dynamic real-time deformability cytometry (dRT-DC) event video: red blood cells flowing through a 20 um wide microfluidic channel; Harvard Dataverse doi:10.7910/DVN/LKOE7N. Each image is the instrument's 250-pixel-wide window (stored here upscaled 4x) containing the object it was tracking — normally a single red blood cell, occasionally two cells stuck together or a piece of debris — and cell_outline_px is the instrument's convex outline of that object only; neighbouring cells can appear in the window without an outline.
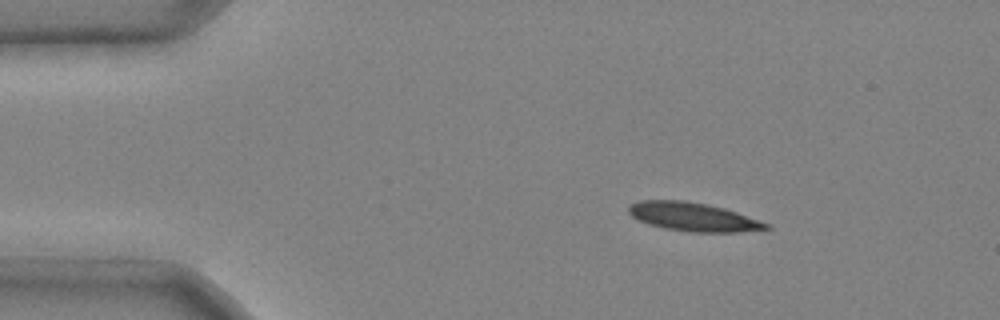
{"species": "common noctule bat (a hibernating species)", "species_latin": "Nyctalus noctula", "temperature_condition": "cold", "stored_images_in_passage": 5, "camera_frame_rate_fps": 3000, "um_per_image_px": 0.085, "animal": {"sex": "male", "body_mass_g": 20.4}, "frame": {"image": 1, "passage_image": 1, "time_ms": 0.0, "image_size_px": [1000, 320], "cell_outline_px": [[772, 228], [740, 232], [692, 232], [664, 228], [648, 224], [632, 216], [628, 212], [628, 208], [632, 204], [640, 200], [684, 200], [724, 208], [772, 224]], "centroid_in_image_um": [58.95, 18.44], "position_along_channel_um": 26.0, "area_um2": 22.83}}
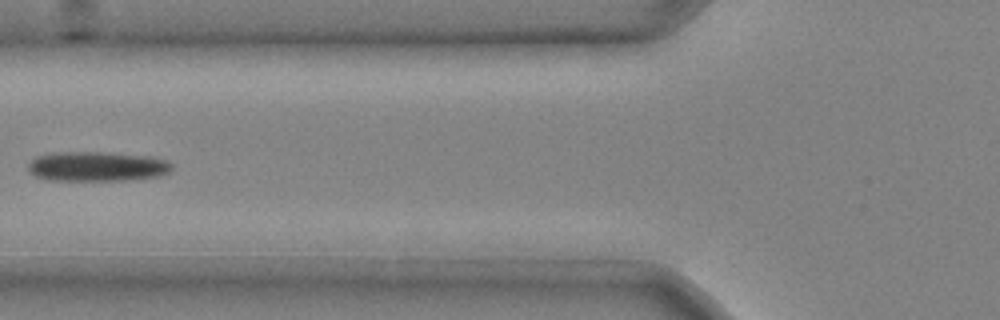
{"frame": {"image": 2, "passage_image": 4, "time_ms": 1.0, "image_size_px": [1000, 320], "cell_outline_px": [[172, 168], [168, 172], [160, 176], [124, 180], [48, 180], [36, 176], [28, 172], [28, 164], [36, 156], [56, 152], [100, 152], [144, 156], [164, 160], [172, 164]], "centroid_in_image_um": [8.19, 14.15], "position_along_channel_um": 117.6, "area_um2": 24.62}}
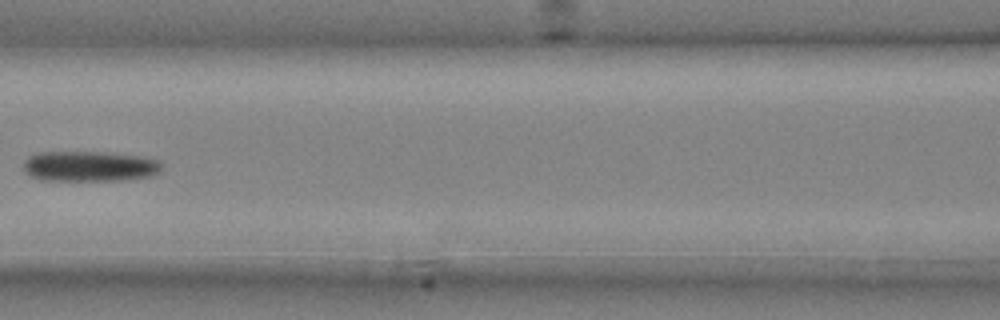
{"frame": {"image": 3, "passage_image": 5, "time_ms": 1.333, "image_size_px": [1000, 320], "cell_outline_px": [[164, 164], [160, 172], [152, 176], [128, 180], [40, 180], [24, 172], [24, 160], [28, 156], [36, 152], [108, 152], [140, 156], [160, 160]], "centroid_in_image_um": [7.65, 14.13], "position_along_channel_um": 158.9, "area_um2": 24.91}}